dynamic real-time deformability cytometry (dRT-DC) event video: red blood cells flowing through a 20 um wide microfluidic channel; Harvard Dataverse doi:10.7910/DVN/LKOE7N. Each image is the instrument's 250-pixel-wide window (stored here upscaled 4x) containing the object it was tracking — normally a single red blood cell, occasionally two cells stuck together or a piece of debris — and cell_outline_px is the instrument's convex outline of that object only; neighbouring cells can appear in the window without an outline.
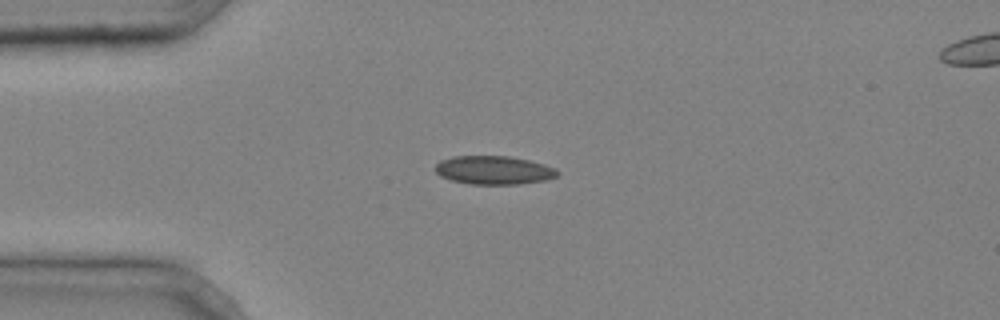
{"species": "common noctule bat (a hibernating species)", "species_latin": "Nyctalus noctula", "temperature_condition": "cold", "stored_images_in_passage": 2, "camera_frame_rate_fps": 3000, "um_per_image_px": 0.085, "animal": {"sex": "male", "body_mass_g": 20.4}, "frame": {"image": 1, "passage_image": 2, "time_ms": 0.333, "image_size_px": [1000, 320], "cell_outline_px": [[560, 172], [556, 176], [548, 180], [520, 184], [472, 184], [452, 180], [440, 176], [436, 172], [436, 164], [440, 160], [452, 156], [508, 156], [528, 160], [544, 164], [556, 168]], "centroid_in_image_um": [41.99, 14.46], "position_along_channel_um": 43.0, "area_um2": 20.35}}